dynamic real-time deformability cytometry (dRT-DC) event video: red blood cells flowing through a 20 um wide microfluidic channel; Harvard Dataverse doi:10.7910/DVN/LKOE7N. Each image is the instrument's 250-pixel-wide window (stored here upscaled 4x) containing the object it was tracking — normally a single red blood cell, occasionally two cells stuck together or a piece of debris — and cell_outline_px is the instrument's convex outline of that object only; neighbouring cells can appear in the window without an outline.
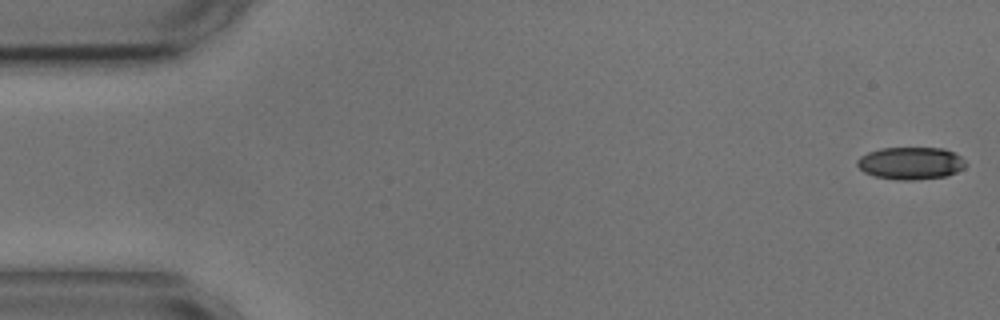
{"species": "common noctule bat (a hibernating species)", "species_latin": "Nyctalus noctula", "temperature_condition": "cold", "stored_images_in_passage": 53, "camera_frame_rate_fps": 3000, "um_per_image_px": 0.085, "animal": {"sex": "male", "body_mass_g": 17.9, "forearm_length_mm": 54.2}, "frame": {"image": 1, "passage_image": 1, "time_ms": 0.0, "image_size_px": [1000, 320], "cell_outline_px": [[968, 164], [964, 168], [948, 176], [912, 180], [900, 180], [876, 176], [864, 172], [856, 164], [856, 160], [860, 156], [868, 152], [880, 148], [944, 148], [960, 156]], "centroid_in_image_um": [77.42, 13.87], "position_along_channel_um": 7.6, "area_um2": 20.52}}
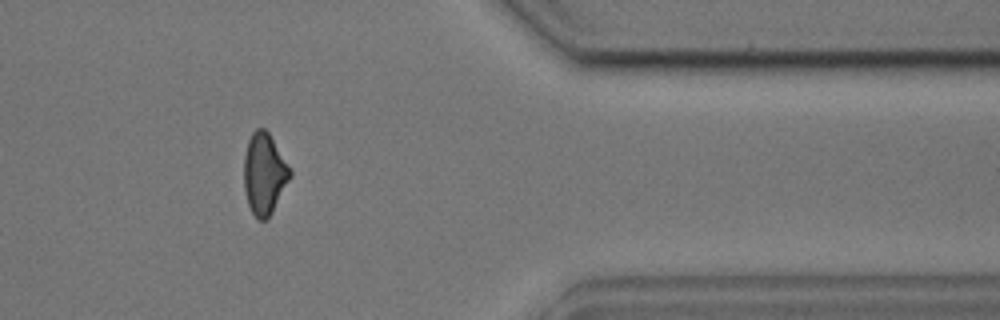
{"frame": {"image": 2, "passage_image": 45, "time_ms": 14.667, "image_size_px": [1000, 320], "cell_outline_px": [[292, 176], [272, 212], [264, 220], [256, 220], [248, 204], [244, 188], [244, 156], [248, 140], [252, 132], [256, 128], [264, 128], [268, 132], [292, 168]], "centroid_in_image_um": [22.48, 14.76], "position_along_channel_um": 388.9, "area_um2": 22.02}}
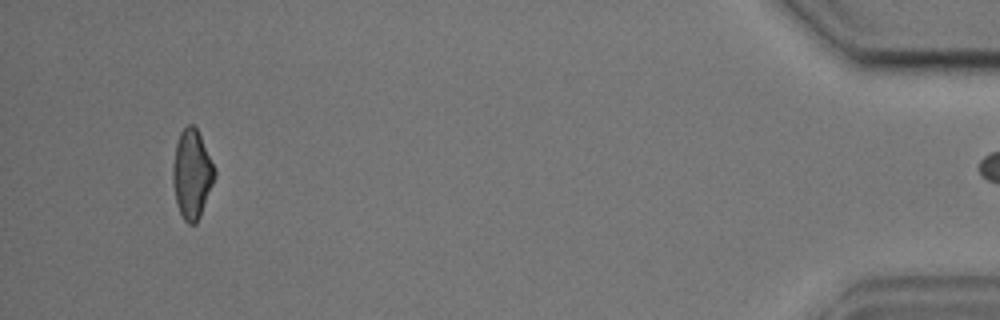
{"frame": {"image": 3, "passage_image": 52, "time_ms": 17.0, "image_size_px": [1000, 320], "cell_outline_px": [[216, 176], [200, 216], [196, 224], [188, 224], [184, 220], [176, 204], [172, 184], [172, 164], [176, 144], [180, 132], [188, 124], [192, 124], [196, 128], [216, 168]], "centroid_in_image_um": [16.3, 14.81], "position_along_channel_um": 418.9, "area_um2": 21.79}}